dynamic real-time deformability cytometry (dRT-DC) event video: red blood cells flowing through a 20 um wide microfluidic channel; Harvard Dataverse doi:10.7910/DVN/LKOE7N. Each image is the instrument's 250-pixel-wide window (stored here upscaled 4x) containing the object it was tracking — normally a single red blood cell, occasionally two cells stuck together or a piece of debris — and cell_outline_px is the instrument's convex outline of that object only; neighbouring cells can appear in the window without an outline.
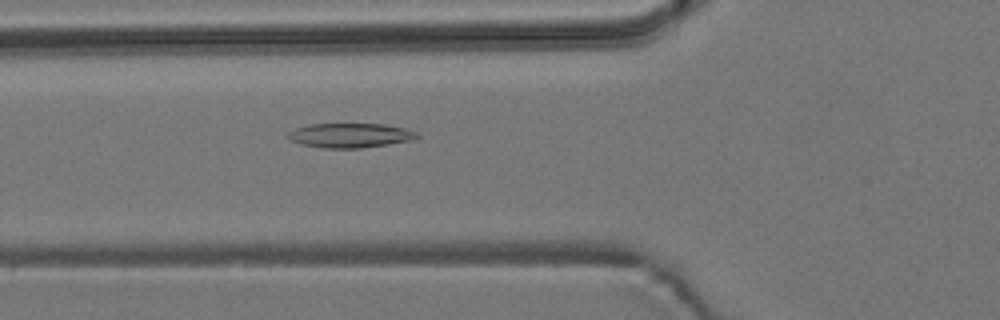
{"species": "common noctule bat (a hibernating species)", "species_latin": "Nyctalus noctula", "temperature_condition": "room temperature", "stored_images_in_passage": 55, "camera_frame_rate_fps": 3000, "um_per_image_px": 0.085, "animal": {"sex": "male", "body_mass_g": 19.2, "forearm_length_mm": 51.8}, "frame": {"image": 1, "passage_image": 20, "time_ms": 6.333, "image_size_px": [1000, 320], "cell_outline_px": [[420, 136], [408, 140], [388, 144], [360, 148], [324, 148], [300, 144], [284, 136], [288, 132], [296, 128], [308, 124], [384, 124], [404, 128], [416, 132]], "centroid_in_image_um": [29.7, 11.5], "position_along_channel_um": 96.1, "area_um2": 18.26}}
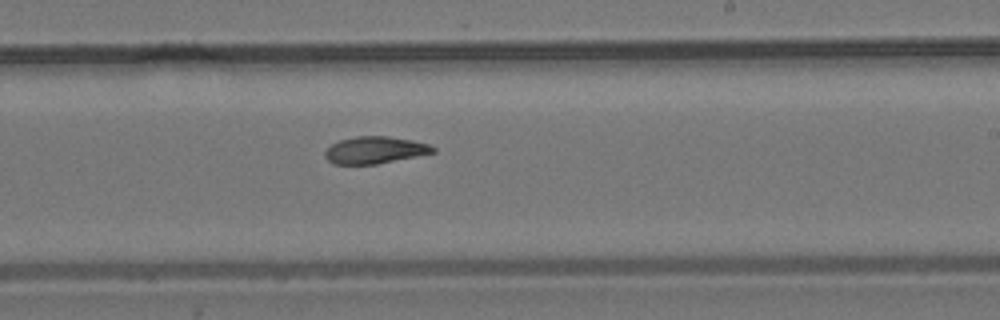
{"frame": {"image": 2, "passage_image": 33, "time_ms": 10.667, "image_size_px": [1000, 320], "cell_outline_px": [[436, 152], [376, 164], [332, 164], [324, 156], [324, 152], [332, 144], [340, 140], [356, 136], [388, 136], [412, 140], [428, 144], [436, 148]], "centroid_in_image_um": [31.86, 12.75], "position_along_channel_um": 257.1, "area_um2": 16.94}}
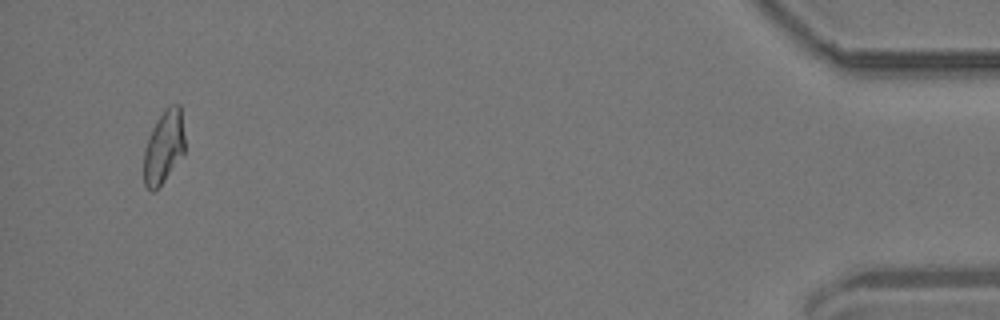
{"frame": {"image": 3, "passage_image": 53, "time_ms": 17.333, "image_size_px": [1000, 320], "cell_outline_px": [[184, 152], [164, 180], [152, 192], [144, 184], [144, 148], [148, 136], [156, 120], [172, 104], [180, 104], [184, 136]], "centroid_in_image_um": [13.9, 12.48], "position_along_channel_um": 421.3, "area_um2": 17.05}, "authors_computed_cell_mechanics": {"area_um2": 18.0336, "velocity_mm_per_s": 3.7072, "shape_relaxation_time_tau1_ms": null, "shape_relaxation_time_tau2_ms": 5.0723, "deformation_change_tau1": null, "deformation_change_tau2": 0.112}}